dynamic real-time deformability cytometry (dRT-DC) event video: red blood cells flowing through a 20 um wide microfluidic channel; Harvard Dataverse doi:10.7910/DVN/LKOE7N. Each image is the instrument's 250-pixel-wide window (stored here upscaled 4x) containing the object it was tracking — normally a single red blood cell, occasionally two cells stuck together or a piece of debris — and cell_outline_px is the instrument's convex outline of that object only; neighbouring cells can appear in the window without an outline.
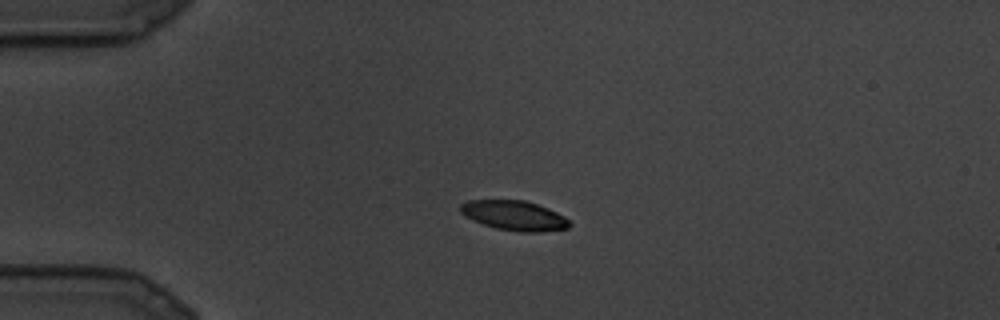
{"species": "common noctule bat (a hibernating species)", "species_latin": "Nyctalus noctula", "temperature_condition": "cold", "stored_images_in_passage": 4, "camera_frame_rate_fps": 3000, "um_per_image_px": 0.085, "animal": {"sex": "male", "body_mass_g": 19.5, "forearm_length_mm": 54.6}, "frame": {"image": 1, "passage_image": 1, "time_ms": 0.0, "image_size_px": [1000, 320], "cell_outline_px": [[572, 224], [568, 228], [540, 232], [520, 232], [496, 228], [484, 224], [460, 212], [460, 204], [468, 200], [524, 200], [548, 208], [564, 216]], "centroid_in_image_um": [43.74, 18.32], "position_along_channel_um": 41.3, "area_um2": 18.67}}
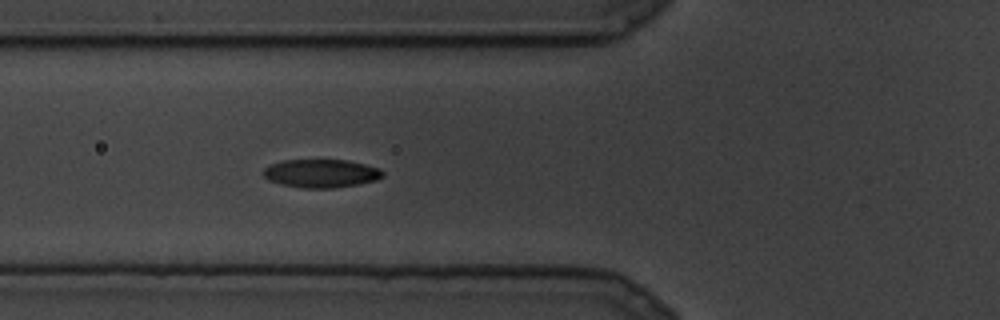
{"frame": {"image": 2, "passage_image": 4, "time_ms": 1.0, "image_size_px": [1000, 320], "cell_outline_px": [[384, 176], [376, 180], [356, 184], [332, 188], [304, 188], [284, 184], [268, 180], [260, 172], [268, 164], [280, 160], [348, 160], [380, 168], [384, 172]], "centroid_in_image_um": [27.26, 14.72], "position_along_channel_um": 98.5, "area_um2": 19.77}}